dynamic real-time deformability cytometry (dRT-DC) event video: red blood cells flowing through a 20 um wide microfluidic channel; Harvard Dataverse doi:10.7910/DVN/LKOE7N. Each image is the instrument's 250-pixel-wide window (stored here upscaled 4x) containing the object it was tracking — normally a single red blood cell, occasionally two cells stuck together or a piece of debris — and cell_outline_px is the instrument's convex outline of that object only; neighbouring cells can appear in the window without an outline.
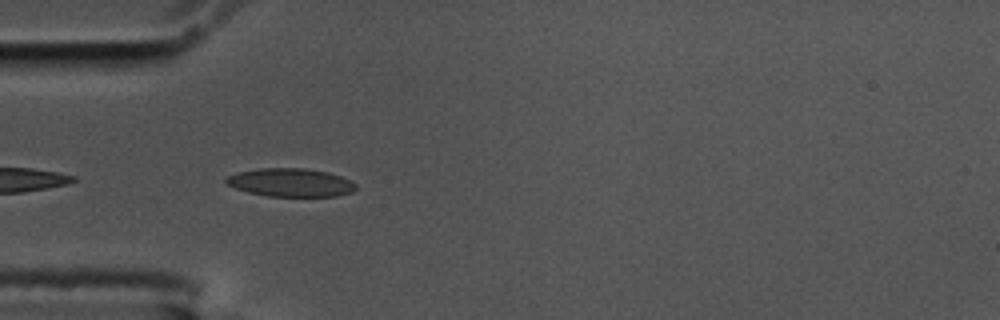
{"species": "common noctule bat (a hibernating species)", "species_latin": "Nyctalus noctula", "temperature_condition": "cold", "stored_images_in_passage": 4, "camera_frame_rate_fps": 3000, "um_per_image_px": 0.085, "animal": {"sex": "male", "body_mass_g": 17.5, "forearm_length_mm": 52.3}, "frame": {"image": 1, "passage_image": 2, "time_ms": 0.333, "image_size_px": [1000, 320], "cell_outline_px": [[356, 188], [352, 192], [336, 196], [268, 196], [248, 192], [236, 188], [228, 184], [224, 180], [228, 176], [236, 172], [260, 168], [304, 168], [328, 172], [340, 176], [356, 184]], "centroid_in_image_um": [24.69, 15.51], "position_along_channel_um": 60.3, "area_um2": 21.27}}